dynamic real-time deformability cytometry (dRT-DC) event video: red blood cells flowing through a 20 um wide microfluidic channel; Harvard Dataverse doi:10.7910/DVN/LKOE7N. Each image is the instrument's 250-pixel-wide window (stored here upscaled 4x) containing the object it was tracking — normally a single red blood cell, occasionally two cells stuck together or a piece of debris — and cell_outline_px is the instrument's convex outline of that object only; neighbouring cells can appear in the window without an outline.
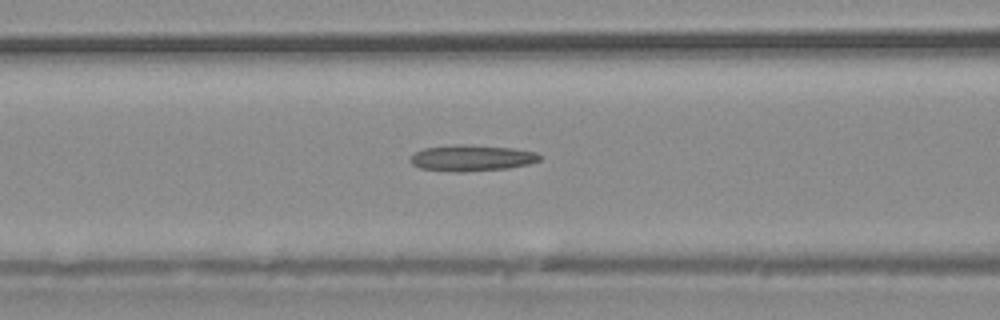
{"species": "common noctule bat (a hibernating species)", "species_latin": "Nyctalus noctula", "temperature_condition": "warm", "stored_images_in_passage": 33, "camera_frame_rate_fps": 3000, "um_per_image_px": 0.085, "animal": {"sex": "male", "body_mass_g": 20.4}, "frame": {"image": 1, "passage_image": 10, "time_ms": 3.0, "image_size_px": [1000, 320], "cell_outline_px": [[540, 160], [528, 164], [508, 168], [464, 172], [452, 172], [420, 168], [412, 164], [408, 160], [416, 152], [424, 148], [460, 144], [512, 148], [536, 152], [540, 156]], "centroid_in_image_um": [40.07, 13.44], "position_along_channel_um": 126.5, "area_um2": 19.59}}
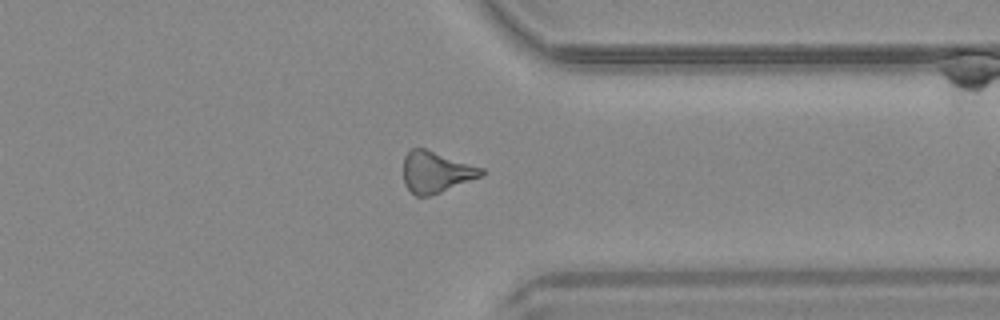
{"frame": {"image": 2, "passage_image": 24, "time_ms": 7.667, "image_size_px": [1000, 320], "cell_outline_px": [[484, 176], [440, 192], [428, 196], [416, 196], [404, 184], [404, 156], [412, 148], [424, 148], [484, 168]], "centroid_in_image_um": [37.08, 14.62], "position_along_channel_um": 374.3, "area_um2": 18.67}}